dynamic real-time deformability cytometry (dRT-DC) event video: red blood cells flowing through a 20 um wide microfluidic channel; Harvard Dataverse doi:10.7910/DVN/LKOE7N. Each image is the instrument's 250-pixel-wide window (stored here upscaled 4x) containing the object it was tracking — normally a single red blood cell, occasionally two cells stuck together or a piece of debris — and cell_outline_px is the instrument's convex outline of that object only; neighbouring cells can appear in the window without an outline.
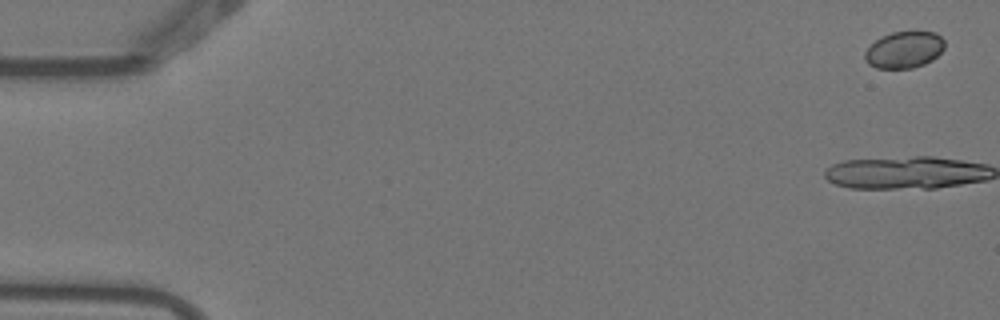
{"species": "Egyptian fruit bat (a non-hibernating species)", "species_latin": "Rousettus aegyptiacus", "temperature_condition": "warm", "stored_images_in_passage": 8, "camera_frame_rate_fps": 3000, "um_per_image_px": 0.085, "animal": {"sex": "female"}, "frame": {"image": 1, "passage_image": 1, "time_ms": 0.0, "image_size_px": [1000, 320], "cell_outline_px": [[944, 48], [932, 60], [924, 64], [912, 68], [876, 68], [868, 64], [864, 60], [864, 52], [876, 40], [892, 32], [916, 28], [936, 32], [944, 40]], "centroid_in_image_um": [76.88, 4.18], "position_along_channel_um": 8.1, "area_um2": 17.51}}